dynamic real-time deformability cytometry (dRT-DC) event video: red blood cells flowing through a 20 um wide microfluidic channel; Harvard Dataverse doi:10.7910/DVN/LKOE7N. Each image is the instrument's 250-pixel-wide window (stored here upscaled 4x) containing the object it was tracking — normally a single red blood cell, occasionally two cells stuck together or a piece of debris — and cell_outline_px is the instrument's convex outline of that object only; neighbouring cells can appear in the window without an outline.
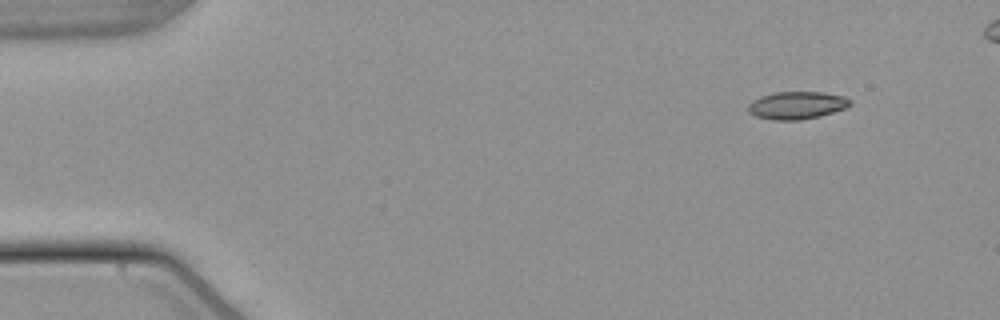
{"species": "common noctule bat (a hibernating species)", "species_latin": "Nyctalus noctula", "temperature_condition": "warm", "stored_images_in_passage": 47, "camera_frame_rate_fps": 3000, "um_per_image_px": 0.085, "animal": {"sex": "male", "body_mass_g": 21.5, "forearm_length_mm": 52.0}, "frame": {"image": 1, "passage_image": 1, "time_ms": 0.0, "image_size_px": [1000, 320], "cell_outline_px": [[852, 104], [844, 108], [820, 116], [800, 120], [776, 120], [756, 116], [748, 112], [748, 104], [752, 100], [760, 96], [776, 92], [824, 92], [844, 96], [852, 100]], "centroid_in_image_um": [67.73, 8.94], "position_along_channel_um": 17.3, "area_um2": 16.42}}
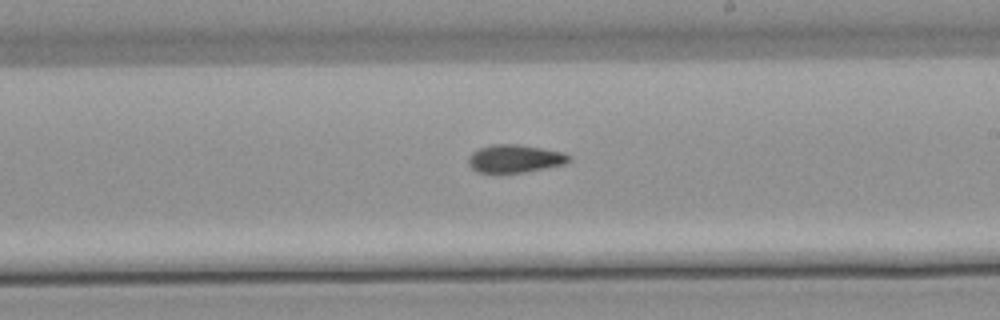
{"frame": {"image": 2, "passage_image": 27, "time_ms": 8.667, "image_size_px": [1000, 320], "cell_outline_px": [[572, 156], [564, 164], [500, 176], [476, 172], [468, 164], [468, 156], [472, 152], [480, 148], [492, 144], [516, 144], [564, 152]], "centroid_in_image_um": [43.68, 13.52], "position_along_channel_um": 245.3, "area_um2": 16.76}}
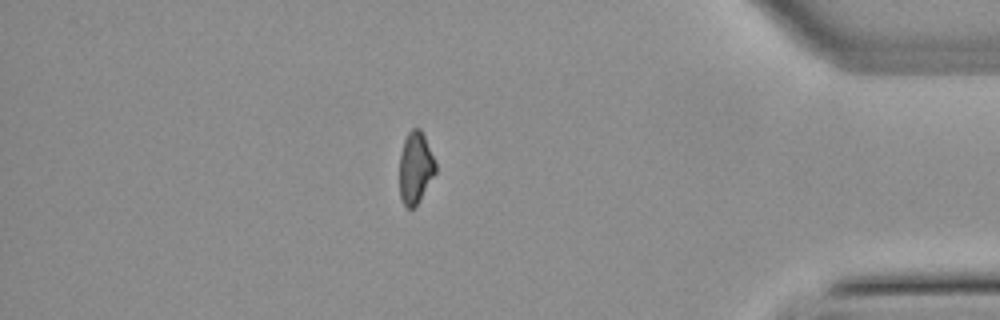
{"frame": {"image": 3, "passage_image": 42, "time_ms": 13.667, "image_size_px": [1000, 320], "cell_outline_px": [[436, 172], [416, 204], [412, 208], [408, 208], [404, 204], [400, 196], [400, 156], [404, 140], [408, 132], [412, 128], [420, 128], [424, 136], [436, 164]], "centroid_in_image_um": [35.3, 14.23], "position_along_channel_um": 399.9, "area_um2": 14.68}, "authors_computed_cell_mechanics": {"area_um2": 16.2418, "velocity_mm_per_s": 3.8322, "shape_relaxation_time_tau1_ms": null, "shape_relaxation_time_tau2_ms": 7.2063, "deformation_change_tau1": null, "deformation_change_tau2": 0.1259}}